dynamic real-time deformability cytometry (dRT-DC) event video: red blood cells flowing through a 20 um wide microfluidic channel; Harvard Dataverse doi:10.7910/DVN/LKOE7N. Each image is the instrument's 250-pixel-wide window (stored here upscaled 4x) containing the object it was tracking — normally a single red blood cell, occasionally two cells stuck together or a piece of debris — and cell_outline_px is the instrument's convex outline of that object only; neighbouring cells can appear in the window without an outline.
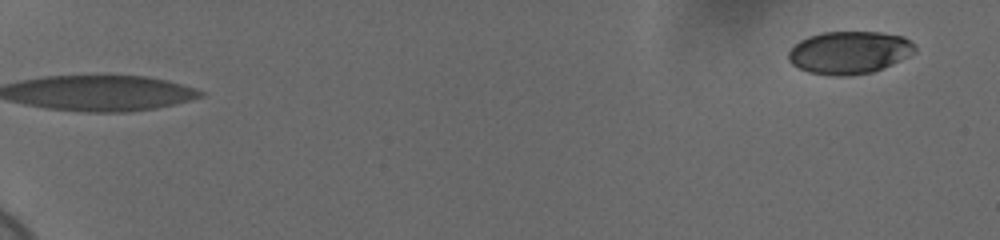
{"species": "human", "species_latin": "Homo sapiens", "temperature_condition": "cold", "stored_images_in_passage": 57, "camera_frame_rate_fps": 3000, "um_per_image_px": 0.085, "donor": {"sex": "female"}, "frame": {"image": 1, "passage_image": 1, "time_ms": 0.0, "image_size_px": [1000, 240], "cell_outline_px": [[916, 52], [892, 64], [872, 72], [848, 76], [828, 76], [808, 72], [792, 64], [788, 60], [788, 52], [800, 40], [808, 36], [824, 32], [880, 32], [904, 36], [916, 48]], "centroid_in_image_um": [72.17, 4.47], "position_along_channel_um": 12.8, "area_um2": 31.44}}
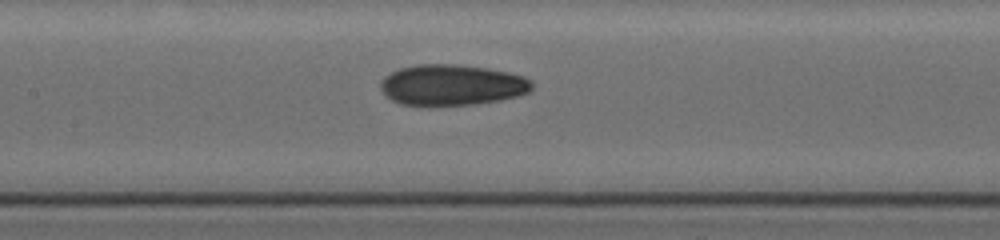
{"frame": {"image": 2, "passage_image": 30, "time_ms": 9.667, "image_size_px": [1000, 240], "cell_outline_px": [[532, 88], [528, 92], [520, 96], [500, 100], [476, 104], [400, 104], [392, 100], [380, 88], [380, 84], [384, 76], [400, 68], [416, 64], [456, 64], [488, 68], [508, 72], [524, 76], [532, 80]], "centroid_in_image_um": [38.45, 7.2], "position_along_channel_um": 168.9, "area_um2": 35.84}}
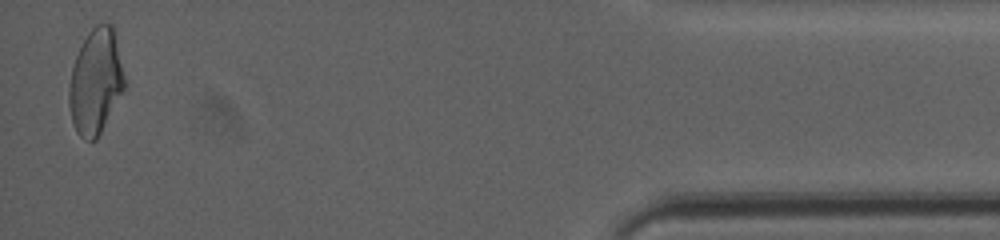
{"frame": {"image": 3, "passage_image": 56, "time_ms": 18.333, "image_size_px": [1000, 240], "cell_outline_px": [[128, 84], [96, 140], [88, 140], [80, 136], [76, 132], [72, 124], [68, 100], [68, 88], [72, 68], [76, 56], [88, 32], [96, 24], [112, 24]], "centroid_in_image_um": [8.15, 6.95], "position_along_channel_um": 427.0, "area_um2": 34.28}, "authors_computed_cell_mechanics": {"area_um2": 34.102, "velocity_mm_per_s": 3.6925, "shape_relaxation_time_tau1_ms": 6.7804, "shape_relaxation_time_tau2_ms": 2.7002, "deformation_change_tau1": 0.169, "deformation_change_tau2": 0.0836}}